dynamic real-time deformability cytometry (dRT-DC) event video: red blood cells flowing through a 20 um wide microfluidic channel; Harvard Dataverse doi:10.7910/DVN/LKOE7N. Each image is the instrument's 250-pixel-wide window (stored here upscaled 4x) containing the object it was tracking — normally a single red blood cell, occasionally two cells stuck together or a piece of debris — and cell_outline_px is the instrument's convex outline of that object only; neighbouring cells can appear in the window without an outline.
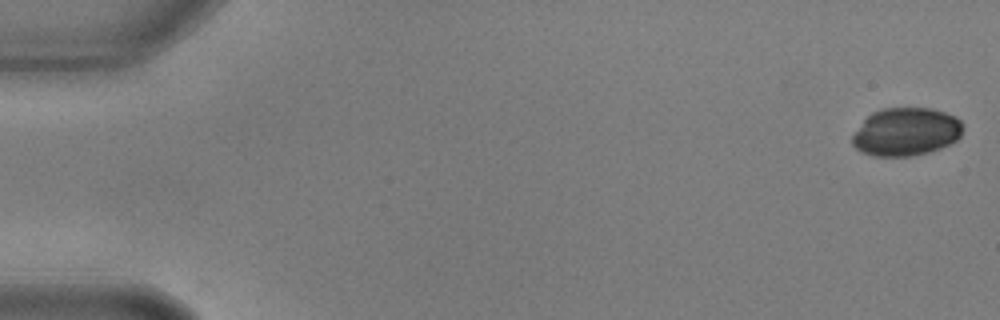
{"species": "common noctule bat (a hibernating species)", "species_latin": "Nyctalus noctula", "temperature_condition": "warm", "stored_images_in_passage": 57, "camera_frame_rate_fps": 3000, "um_per_image_px": 0.085, "animal": {"sex": "male", "body_mass_g": 17.9, "forearm_length_mm": 54.2}, "frame": {"image": 1, "passage_image": 1, "time_ms": 0.0, "image_size_px": [1000, 320], "cell_outline_px": [[964, 128], [960, 136], [956, 140], [940, 148], [928, 152], [912, 156], [872, 156], [860, 152], [852, 144], [852, 136], [864, 120], [872, 112], [884, 108], [932, 108], [956, 116], [960, 120]], "centroid_in_image_um": [77.01, 11.2], "position_along_channel_um": 8.0, "area_um2": 31.04}}